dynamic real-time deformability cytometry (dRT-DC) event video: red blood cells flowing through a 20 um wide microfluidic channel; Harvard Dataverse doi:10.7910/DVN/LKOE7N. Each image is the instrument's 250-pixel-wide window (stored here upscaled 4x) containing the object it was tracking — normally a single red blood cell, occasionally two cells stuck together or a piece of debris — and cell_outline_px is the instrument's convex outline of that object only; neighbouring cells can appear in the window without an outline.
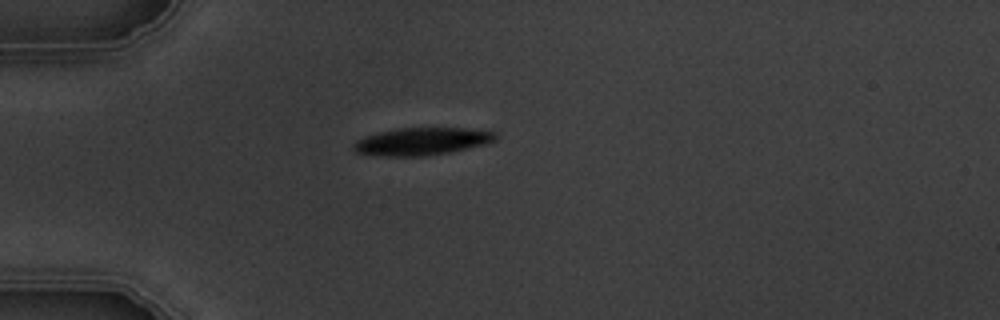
{"species": "common noctule bat (a hibernating species)", "species_latin": "Nyctalus noctula", "temperature_condition": "warm", "stored_images_in_passage": 2, "camera_frame_rate_fps": 3000, "um_per_image_px": 0.085, "animal": {"sex": "male", "body_mass_g": 19.5, "forearm_length_mm": 54.6}, "frame": {"image": 1, "passage_image": 2, "time_ms": 2.0, "image_size_px": [1000, 320], "cell_outline_px": [[496, 140], [488, 144], [448, 152], [424, 156], [384, 156], [356, 152], [352, 148], [352, 144], [356, 140], [364, 136], [396, 128], [464, 128], [496, 132]], "centroid_in_image_um": [35.85, 12.01], "position_along_channel_um": 49.2, "area_um2": 22.72}}